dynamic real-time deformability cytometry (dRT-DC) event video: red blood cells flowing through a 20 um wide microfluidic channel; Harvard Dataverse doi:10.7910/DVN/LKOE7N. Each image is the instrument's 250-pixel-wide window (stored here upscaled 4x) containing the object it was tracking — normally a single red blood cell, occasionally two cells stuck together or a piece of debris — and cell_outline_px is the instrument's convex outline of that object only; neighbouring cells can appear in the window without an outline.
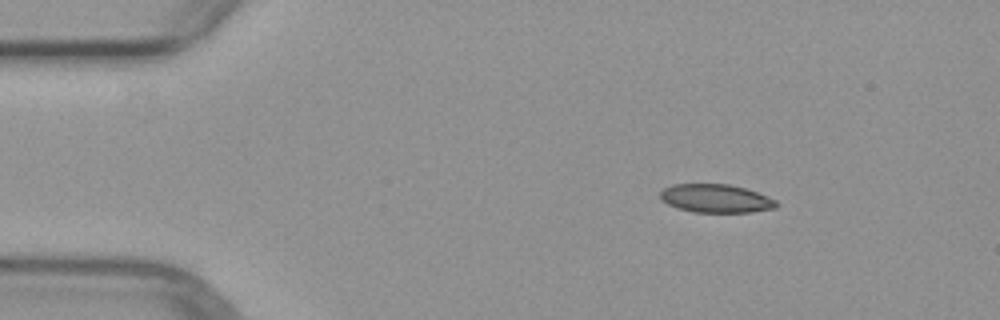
{"species": "common noctule bat (a hibernating species)", "species_latin": "Nyctalus noctula", "temperature_condition": "warm", "stored_images_in_passage": 4, "camera_frame_rate_fps": 3000, "um_per_image_px": 0.085, "animal": {"sex": "female", "body_mass_g": 29.2, "forearm_length_mm": 56.3}, "frame": {"image": 1, "passage_image": 1, "time_ms": 0.0, "image_size_px": [1000, 320], "cell_outline_px": [[780, 204], [776, 208], [752, 212], [692, 212], [668, 204], [660, 200], [660, 192], [664, 188], [672, 184], [728, 184], [744, 188], [768, 196], [776, 200]], "centroid_in_image_um": [60.86, 16.87], "position_along_channel_um": 24.1, "area_um2": 19.25}}